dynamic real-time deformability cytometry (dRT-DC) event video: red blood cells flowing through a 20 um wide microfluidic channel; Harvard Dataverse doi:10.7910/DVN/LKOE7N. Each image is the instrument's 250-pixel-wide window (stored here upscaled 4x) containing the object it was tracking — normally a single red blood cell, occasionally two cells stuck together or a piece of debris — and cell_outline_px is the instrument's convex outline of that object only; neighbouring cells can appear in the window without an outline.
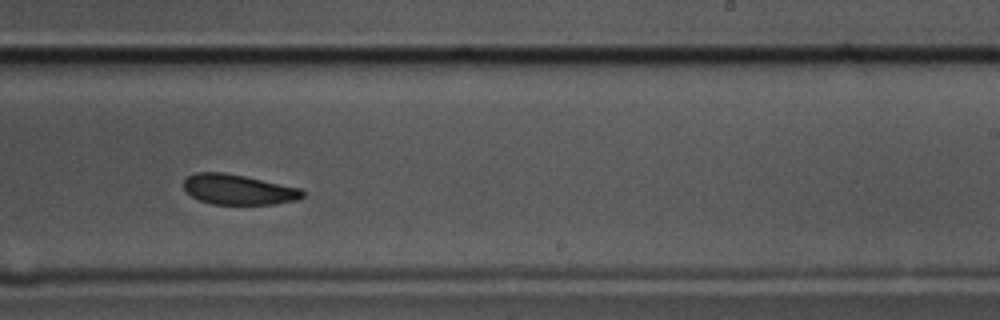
{"species": "common noctule bat (a hibernating species)", "species_latin": "Nyctalus noctula", "temperature_condition": "cold", "stored_images_in_passage": 13, "camera_frame_rate_fps": 3000, "um_per_image_px": 0.085, "animal": {"sex": "male", "body_mass_g": 17.5, "forearm_length_mm": 52.3}, "frame": {"image": 1, "passage_image": 8, "time_ms": 2.333, "image_size_px": [1000, 320], "cell_outline_px": [[304, 196], [296, 200], [276, 204], [212, 204], [200, 200], [192, 196], [184, 188], [184, 180], [188, 176], [196, 172], [224, 172], [244, 176], [300, 188], [304, 192]], "centroid_in_image_um": [20.26, 16.11], "position_along_channel_um": 268.7, "area_um2": 20.75}}
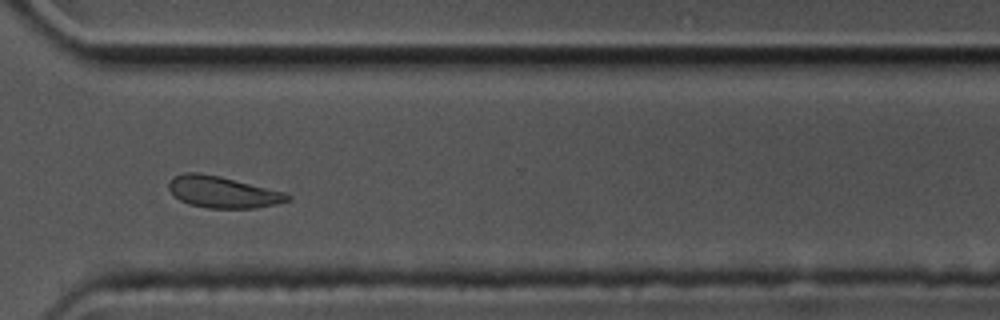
{"frame": {"image": 2, "passage_image": 10, "time_ms": 3.0, "image_size_px": [1000, 320], "cell_outline_px": [[292, 200], [276, 204], [256, 208], [208, 208], [188, 204], [180, 200], [168, 188], [168, 184], [176, 176], [184, 172], [200, 172], [220, 176], [284, 192], [292, 196]], "centroid_in_image_um": [18.96, 16.33], "position_along_channel_um": 351.6, "area_um2": 21.73}}
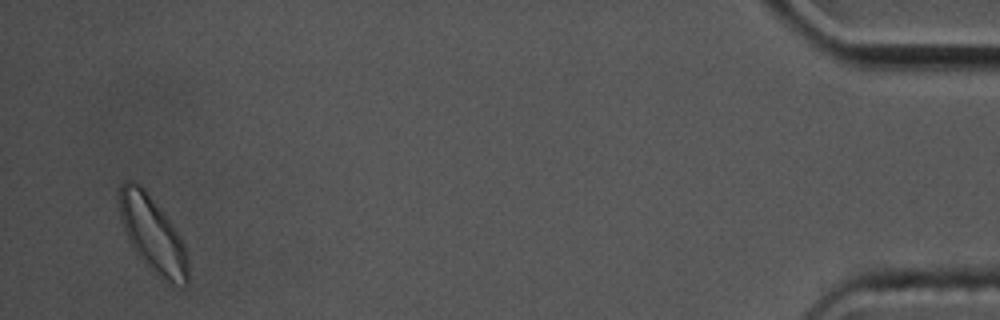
{"frame": {"image": 3, "passage_image": 13, "time_ms": 4.0, "image_size_px": [1000, 320], "cell_outline_px": [[188, 284], [184, 288], [156, 276], [144, 264], [132, 248], [120, 220], [120, 184], [124, 180], [136, 180], [148, 192], [172, 224], [180, 236], [184, 244], [188, 260]], "centroid_in_image_um": [12.97, 19.94], "position_along_channel_um": 422.2, "area_um2": 30.63}}